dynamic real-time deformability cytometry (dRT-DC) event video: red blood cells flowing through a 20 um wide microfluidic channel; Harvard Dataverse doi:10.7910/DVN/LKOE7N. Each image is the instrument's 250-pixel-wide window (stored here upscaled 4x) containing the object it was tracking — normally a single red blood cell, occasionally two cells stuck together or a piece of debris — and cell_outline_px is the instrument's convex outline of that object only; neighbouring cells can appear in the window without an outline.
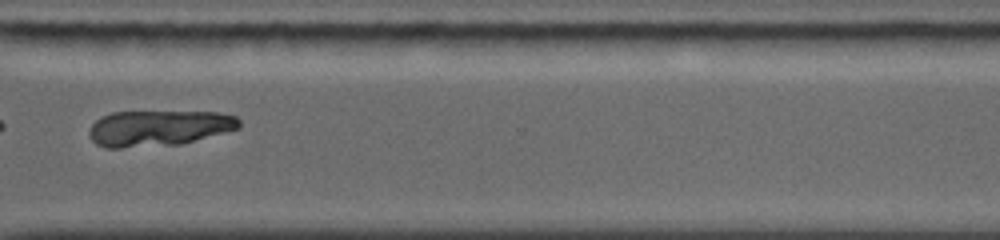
{"species": "common noctule bat (a hibernating species)", "species_latin": "Nyctalus noctula", "temperature_condition": "warm", "stored_images_in_passage": 37, "camera_frame_rate_fps": 5000, "um_per_image_px": 0.085, "animal": {"sex": "female", "body_mass_g": 19.0, "forearm_length_mm": 56.7}, "frame": {"image": 1, "passage_image": 22, "time_ms": 7.0, "image_size_px": [1000, 240], "cell_outline_px": [[240, 128], [180, 144], [120, 148], [108, 148], [96, 144], [92, 140], [88, 132], [92, 124], [100, 116], [112, 112], [216, 112], [236, 116], [240, 120]], "centroid_in_image_um": [13.46, 10.88], "position_along_channel_um": 357.1, "area_um2": 31.21}}